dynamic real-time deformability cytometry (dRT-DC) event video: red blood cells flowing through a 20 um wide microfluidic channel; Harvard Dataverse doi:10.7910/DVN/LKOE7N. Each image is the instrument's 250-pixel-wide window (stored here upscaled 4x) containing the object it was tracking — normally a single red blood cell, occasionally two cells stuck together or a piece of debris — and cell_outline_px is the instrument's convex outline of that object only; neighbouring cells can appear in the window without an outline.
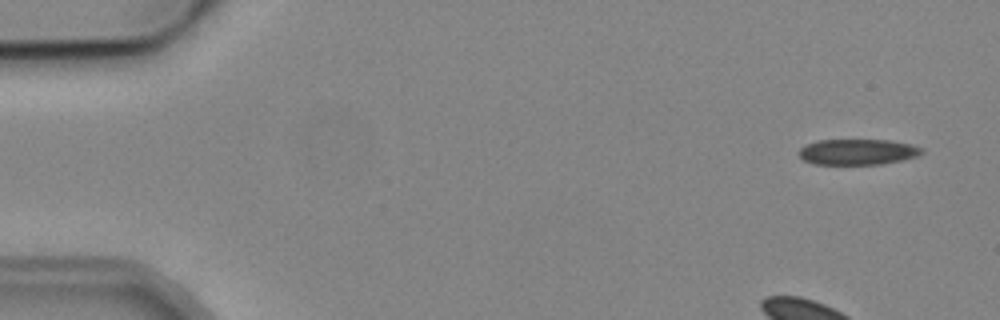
{"species": "common noctule bat (a hibernating species)", "species_latin": "Nyctalus noctula", "temperature_condition": "cold", "stored_images_in_passage": 6, "camera_frame_rate_fps": 3000, "um_per_image_px": 0.085, "animal": {"sex": "male", "body_mass_g": 19.2, "forearm_length_mm": 51.8}, "frame": {"image": 1, "passage_image": 1, "time_ms": 0.0, "image_size_px": [1000, 320], "cell_outline_px": [[924, 152], [920, 156], [880, 164], [816, 164], [804, 160], [800, 156], [800, 148], [804, 144], [816, 140], [888, 140], [912, 144], [924, 148]], "centroid_in_image_um": [72.93, 12.9], "position_along_channel_um": 12.1, "area_um2": 18.5}}